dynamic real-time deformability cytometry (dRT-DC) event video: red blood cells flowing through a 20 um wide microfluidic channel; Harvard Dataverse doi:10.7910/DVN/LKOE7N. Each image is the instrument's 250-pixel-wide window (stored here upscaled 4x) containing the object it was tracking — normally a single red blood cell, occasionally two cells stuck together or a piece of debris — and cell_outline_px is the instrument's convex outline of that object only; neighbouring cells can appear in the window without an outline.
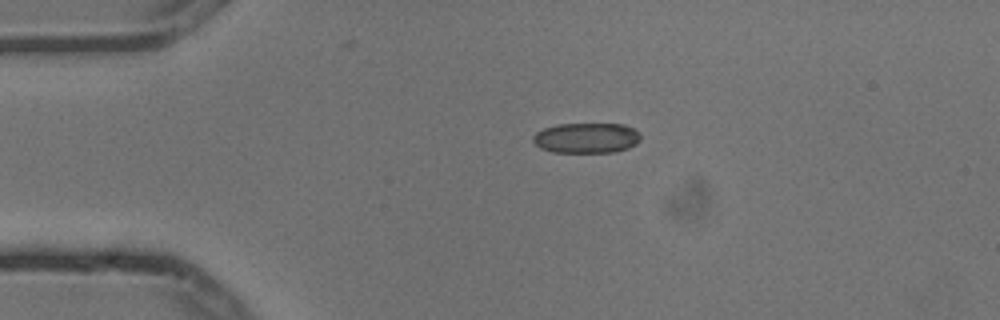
{"species": "common noctule bat (a hibernating species)", "species_latin": "Nyctalus noctula", "temperature_condition": "cold", "stored_images_in_passage": 2, "camera_frame_rate_fps": 3000, "um_per_image_px": 0.085, "animal": {"sex": "male", "body_mass_g": 13.3}, "frame": {"image": 1, "passage_image": 1, "time_ms": 0.0, "image_size_px": [1000, 320], "cell_outline_px": [[640, 140], [636, 144], [628, 148], [616, 152], [552, 152], [540, 148], [532, 140], [532, 136], [536, 132], [544, 128], [556, 124], [624, 124], [640, 132]], "centroid_in_image_um": [49.85, 11.72], "position_along_channel_um": 35.2, "area_um2": 19.13}}